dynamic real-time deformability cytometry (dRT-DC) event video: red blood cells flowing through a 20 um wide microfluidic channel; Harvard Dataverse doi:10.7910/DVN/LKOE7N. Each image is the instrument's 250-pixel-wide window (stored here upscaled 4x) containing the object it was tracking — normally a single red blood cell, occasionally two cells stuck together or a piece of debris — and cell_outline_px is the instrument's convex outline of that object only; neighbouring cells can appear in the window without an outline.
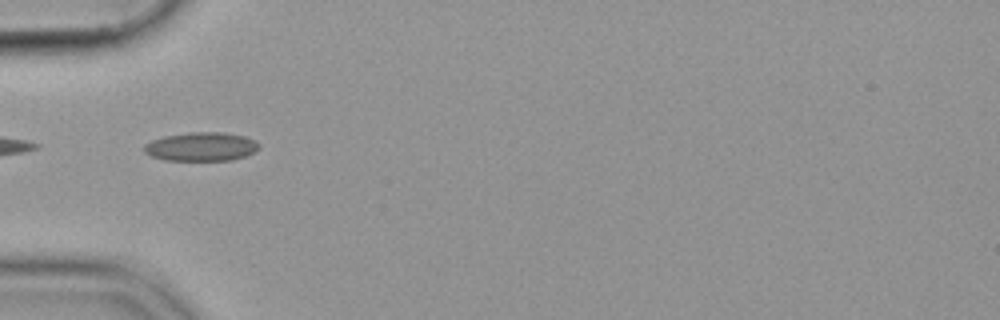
{"species": "common noctule bat (a hibernating species)", "species_latin": "Nyctalus noctula", "temperature_condition": "cold", "stored_images_in_passage": 35, "camera_frame_rate_fps": 3000, "um_per_image_px": 0.085, "animal": {"sex": "female", "body_mass_g": 19.9}, "frame": {"image": 1, "passage_image": 1, "time_ms": 0.0, "image_size_px": [1000, 320], "cell_outline_px": [[260, 148], [244, 156], [232, 160], [164, 160], [152, 156], [144, 152], [144, 144], [152, 140], [164, 136], [188, 132], [224, 132], [244, 136], [256, 140], [260, 144]], "centroid_in_image_um": [17.11, 12.45], "position_along_channel_um": 67.9, "area_um2": 19.31}}
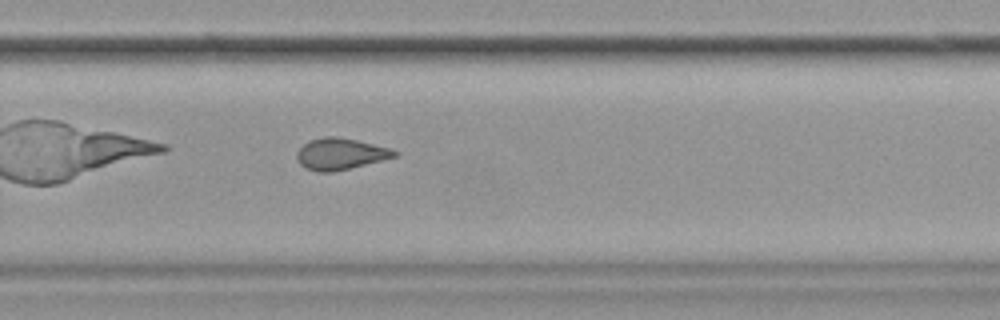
{"frame": {"image": 2, "passage_image": 20, "time_ms": 6.333, "image_size_px": [1000, 320], "cell_outline_px": [[396, 156], [332, 172], [320, 172], [308, 168], [300, 164], [296, 156], [296, 152], [304, 144], [312, 140], [324, 136], [336, 136], [356, 140], [392, 148], [396, 152]], "centroid_in_image_um": [28.91, 13.07], "position_along_channel_um": 300.9, "area_um2": 17.46}}